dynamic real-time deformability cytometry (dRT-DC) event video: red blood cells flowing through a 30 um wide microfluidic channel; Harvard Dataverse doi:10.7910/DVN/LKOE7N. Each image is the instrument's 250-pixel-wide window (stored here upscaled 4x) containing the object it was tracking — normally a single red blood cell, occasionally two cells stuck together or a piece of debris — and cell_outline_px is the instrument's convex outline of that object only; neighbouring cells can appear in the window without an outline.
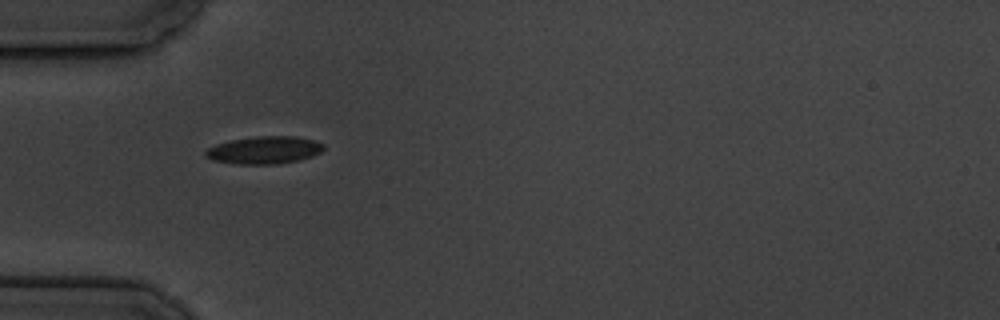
{"species": "common noctule bat (a hibernating species)", "species_latin": "Nyctalus noctula", "temperature_condition": "cold", "stored_images_in_passage": 3, "camera_frame_rate_fps": 3000, "um_per_image_px": 0.085, "animal": {"sex": "male", "body_mass_g": 19.5, "forearm_length_mm": 54.6}, "frame": {"image": 1, "passage_image": 1, "time_ms": 0.0, "image_size_px": [1000, 320], "cell_outline_px": [[324, 148], [320, 152], [312, 156], [296, 160], [276, 164], [236, 164], [212, 160], [204, 156], [204, 152], [208, 148], [216, 144], [232, 140], [256, 136], [296, 136], [312, 140], [324, 144]], "centroid_in_image_um": [22.43, 12.76], "position_along_channel_um": 62.6, "area_um2": 18.84}}
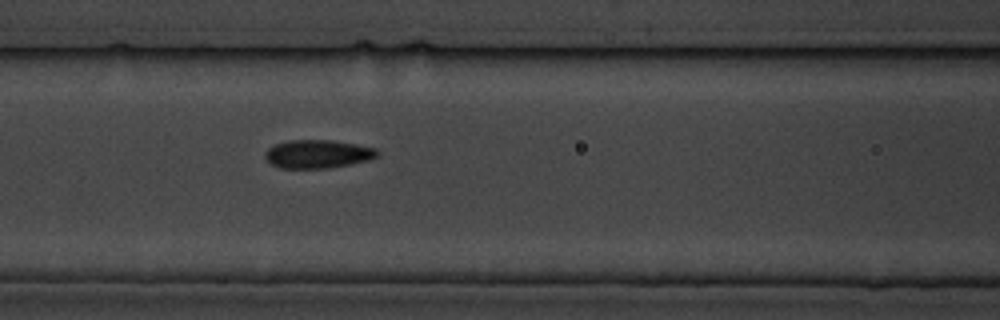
{"frame": {"image": 2, "passage_image": 3, "time_ms": 2.333, "image_size_px": [1000, 320], "cell_outline_px": [[380, 152], [376, 156], [368, 160], [328, 168], [280, 168], [272, 164], [264, 156], [264, 152], [268, 148], [276, 144], [288, 140], [332, 140], [356, 144], [376, 148]], "centroid_in_image_um": [26.99, 13.08], "position_along_channel_um": 139.6, "area_um2": 18.44}}